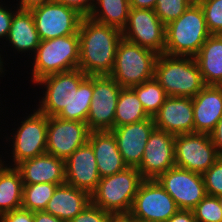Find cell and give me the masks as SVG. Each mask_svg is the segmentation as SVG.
Returning a JSON list of instances; mask_svg holds the SVG:
<instances>
[{"label":"cell","mask_w":222,"mask_h":222,"mask_svg":"<svg viewBox=\"0 0 222 222\" xmlns=\"http://www.w3.org/2000/svg\"><path fill=\"white\" fill-rule=\"evenodd\" d=\"M78 35V68L87 76L110 75L118 44L123 39L121 30L83 17Z\"/></svg>","instance_id":"cell-1"},{"label":"cell","mask_w":222,"mask_h":222,"mask_svg":"<svg viewBox=\"0 0 222 222\" xmlns=\"http://www.w3.org/2000/svg\"><path fill=\"white\" fill-rule=\"evenodd\" d=\"M210 35L202 7L193 2L179 18L166 25L164 54L195 57Z\"/></svg>","instance_id":"cell-2"},{"label":"cell","mask_w":222,"mask_h":222,"mask_svg":"<svg viewBox=\"0 0 222 222\" xmlns=\"http://www.w3.org/2000/svg\"><path fill=\"white\" fill-rule=\"evenodd\" d=\"M154 79L174 97L193 98L206 86L194 57L159 55Z\"/></svg>","instance_id":"cell-3"},{"label":"cell","mask_w":222,"mask_h":222,"mask_svg":"<svg viewBox=\"0 0 222 222\" xmlns=\"http://www.w3.org/2000/svg\"><path fill=\"white\" fill-rule=\"evenodd\" d=\"M142 178L136 167L100 179L91 203L112 215L129 214Z\"/></svg>","instance_id":"cell-4"},{"label":"cell","mask_w":222,"mask_h":222,"mask_svg":"<svg viewBox=\"0 0 222 222\" xmlns=\"http://www.w3.org/2000/svg\"><path fill=\"white\" fill-rule=\"evenodd\" d=\"M32 82L50 74L77 69L79 65L78 32L50 40H41L34 53Z\"/></svg>","instance_id":"cell-5"},{"label":"cell","mask_w":222,"mask_h":222,"mask_svg":"<svg viewBox=\"0 0 222 222\" xmlns=\"http://www.w3.org/2000/svg\"><path fill=\"white\" fill-rule=\"evenodd\" d=\"M158 54L122 39L110 76L122 87L132 88L154 78Z\"/></svg>","instance_id":"cell-6"},{"label":"cell","mask_w":222,"mask_h":222,"mask_svg":"<svg viewBox=\"0 0 222 222\" xmlns=\"http://www.w3.org/2000/svg\"><path fill=\"white\" fill-rule=\"evenodd\" d=\"M178 210L174 199L156 179H144L129 214L139 222H166Z\"/></svg>","instance_id":"cell-7"},{"label":"cell","mask_w":222,"mask_h":222,"mask_svg":"<svg viewBox=\"0 0 222 222\" xmlns=\"http://www.w3.org/2000/svg\"><path fill=\"white\" fill-rule=\"evenodd\" d=\"M175 166L203 174L219 158L210 134L187 133L175 135Z\"/></svg>","instance_id":"cell-8"},{"label":"cell","mask_w":222,"mask_h":222,"mask_svg":"<svg viewBox=\"0 0 222 222\" xmlns=\"http://www.w3.org/2000/svg\"><path fill=\"white\" fill-rule=\"evenodd\" d=\"M123 39L158 55L165 51L166 26L156 15L155 10L130 8Z\"/></svg>","instance_id":"cell-9"},{"label":"cell","mask_w":222,"mask_h":222,"mask_svg":"<svg viewBox=\"0 0 222 222\" xmlns=\"http://www.w3.org/2000/svg\"><path fill=\"white\" fill-rule=\"evenodd\" d=\"M121 89L110 75H93V95L86 121L90 131H111L114 128Z\"/></svg>","instance_id":"cell-10"},{"label":"cell","mask_w":222,"mask_h":222,"mask_svg":"<svg viewBox=\"0 0 222 222\" xmlns=\"http://www.w3.org/2000/svg\"><path fill=\"white\" fill-rule=\"evenodd\" d=\"M86 77L87 75L77 68L50 74L36 81L37 85L46 86L37 110L48 117L57 116L65 106L71 104L74 92Z\"/></svg>","instance_id":"cell-11"},{"label":"cell","mask_w":222,"mask_h":222,"mask_svg":"<svg viewBox=\"0 0 222 222\" xmlns=\"http://www.w3.org/2000/svg\"><path fill=\"white\" fill-rule=\"evenodd\" d=\"M30 11L40 40L76 34L83 18L75 9L54 0Z\"/></svg>","instance_id":"cell-12"},{"label":"cell","mask_w":222,"mask_h":222,"mask_svg":"<svg viewBox=\"0 0 222 222\" xmlns=\"http://www.w3.org/2000/svg\"><path fill=\"white\" fill-rule=\"evenodd\" d=\"M21 123L11 138L13 167L24 160L46 153L48 116L35 109L33 114H29Z\"/></svg>","instance_id":"cell-13"},{"label":"cell","mask_w":222,"mask_h":222,"mask_svg":"<svg viewBox=\"0 0 222 222\" xmlns=\"http://www.w3.org/2000/svg\"><path fill=\"white\" fill-rule=\"evenodd\" d=\"M179 209L192 210L207 194L203 175L177 166L156 179Z\"/></svg>","instance_id":"cell-14"},{"label":"cell","mask_w":222,"mask_h":222,"mask_svg":"<svg viewBox=\"0 0 222 222\" xmlns=\"http://www.w3.org/2000/svg\"><path fill=\"white\" fill-rule=\"evenodd\" d=\"M90 130L85 122L48 117L46 153L66 160L88 142Z\"/></svg>","instance_id":"cell-15"},{"label":"cell","mask_w":222,"mask_h":222,"mask_svg":"<svg viewBox=\"0 0 222 222\" xmlns=\"http://www.w3.org/2000/svg\"><path fill=\"white\" fill-rule=\"evenodd\" d=\"M175 135L155 128L145 146L143 159L137 167L143 179H157L175 166Z\"/></svg>","instance_id":"cell-16"},{"label":"cell","mask_w":222,"mask_h":222,"mask_svg":"<svg viewBox=\"0 0 222 222\" xmlns=\"http://www.w3.org/2000/svg\"><path fill=\"white\" fill-rule=\"evenodd\" d=\"M156 128L153 117L114 127L111 132L116 138L119 152L128 167H138L143 159L150 134Z\"/></svg>","instance_id":"cell-17"},{"label":"cell","mask_w":222,"mask_h":222,"mask_svg":"<svg viewBox=\"0 0 222 222\" xmlns=\"http://www.w3.org/2000/svg\"><path fill=\"white\" fill-rule=\"evenodd\" d=\"M100 179L95 154L88 142L65 160V180L72 187L85 190L91 195Z\"/></svg>","instance_id":"cell-18"},{"label":"cell","mask_w":222,"mask_h":222,"mask_svg":"<svg viewBox=\"0 0 222 222\" xmlns=\"http://www.w3.org/2000/svg\"><path fill=\"white\" fill-rule=\"evenodd\" d=\"M153 120L157 129L174 135L194 133L192 98L168 96Z\"/></svg>","instance_id":"cell-19"},{"label":"cell","mask_w":222,"mask_h":222,"mask_svg":"<svg viewBox=\"0 0 222 222\" xmlns=\"http://www.w3.org/2000/svg\"><path fill=\"white\" fill-rule=\"evenodd\" d=\"M23 185L37 183L65 184V160L44 153L17 164Z\"/></svg>","instance_id":"cell-20"},{"label":"cell","mask_w":222,"mask_h":222,"mask_svg":"<svg viewBox=\"0 0 222 222\" xmlns=\"http://www.w3.org/2000/svg\"><path fill=\"white\" fill-rule=\"evenodd\" d=\"M194 133L210 134L222 117V87L206 85L192 98Z\"/></svg>","instance_id":"cell-21"},{"label":"cell","mask_w":222,"mask_h":222,"mask_svg":"<svg viewBox=\"0 0 222 222\" xmlns=\"http://www.w3.org/2000/svg\"><path fill=\"white\" fill-rule=\"evenodd\" d=\"M88 143L93 148L101 178L119 173L128 167L111 131H90Z\"/></svg>","instance_id":"cell-22"},{"label":"cell","mask_w":222,"mask_h":222,"mask_svg":"<svg viewBox=\"0 0 222 222\" xmlns=\"http://www.w3.org/2000/svg\"><path fill=\"white\" fill-rule=\"evenodd\" d=\"M90 202L91 197L87 191L65 183L56 187L44 211L69 222Z\"/></svg>","instance_id":"cell-23"},{"label":"cell","mask_w":222,"mask_h":222,"mask_svg":"<svg viewBox=\"0 0 222 222\" xmlns=\"http://www.w3.org/2000/svg\"><path fill=\"white\" fill-rule=\"evenodd\" d=\"M194 59L205 85L222 84V35L211 34Z\"/></svg>","instance_id":"cell-24"},{"label":"cell","mask_w":222,"mask_h":222,"mask_svg":"<svg viewBox=\"0 0 222 222\" xmlns=\"http://www.w3.org/2000/svg\"><path fill=\"white\" fill-rule=\"evenodd\" d=\"M6 41L18 52H36L41 40L31 11L16 9Z\"/></svg>","instance_id":"cell-25"},{"label":"cell","mask_w":222,"mask_h":222,"mask_svg":"<svg viewBox=\"0 0 222 222\" xmlns=\"http://www.w3.org/2000/svg\"><path fill=\"white\" fill-rule=\"evenodd\" d=\"M0 157V214L22 208L23 181L20 172ZM9 166V167H8Z\"/></svg>","instance_id":"cell-26"},{"label":"cell","mask_w":222,"mask_h":222,"mask_svg":"<svg viewBox=\"0 0 222 222\" xmlns=\"http://www.w3.org/2000/svg\"><path fill=\"white\" fill-rule=\"evenodd\" d=\"M129 12V0H94L93 9L88 17L122 31L126 26Z\"/></svg>","instance_id":"cell-27"},{"label":"cell","mask_w":222,"mask_h":222,"mask_svg":"<svg viewBox=\"0 0 222 222\" xmlns=\"http://www.w3.org/2000/svg\"><path fill=\"white\" fill-rule=\"evenodd\" d=\"M149 117L135 91L132 88H122L116 105L114 127L133 124Z\"/></svg>","instance_id":"cell-28"},{"label":"cell","mask_w":222,"mask_h":222,"mask_svg":"<svg viewBox=\"0 0 222 222\" xmlns=\"http://www.w3.org/2000/svg\"><path fill=\"white\" fill-rule=\"evenodd\" d=\"M93 95V75L87 76L74 92L71 104L65 106L57 115L58 118L85 122L87 121L88 112Z\"/></svg>","instance_id":"cell-29"},{"label":"cell","mask_w":222,"mask_h":222,"mask_svg":"<svg viewBox=\"0 0 222 222\" xmlns=\"http://www.w3.org/2000/svg\"><path fill=\"white\" fill-rule=\"evenodd\" d=\"M132 89L150 117H153L159 111L168 97L164 88L154 78L134 86Z\"/></svg>","instance_id":"cell-30"},{"label":"cell","mask_w":222,"mask_h":222,"mask_svg":"<svg viewBox=\"0 0 222 222\" xmlns=\"http://www.w3.org/2000/svg\"><path fill=\"white\" fill-rule=\"evenodd\" d=\"M58 184L23 185L22 208L32 212L44 211Z\"/></svg>","instance_id":"cell-31"},{"label":"cell","mask_w":222,"mask_h":222,"mask_svg":"<svg viewBox=\"0 0 222 222\" xmlns=\"http://www.w3.org/2000/svg\"><path fill=\"white\" fill-rule=\"evenodd\" d=\"M192 211L196 222H222L220 197L206 195Z\"/></svg>","instance_id":"cell-32"},{"label":"cell","mask_w":222,"mask_h":222,"mask_svg":"<svg viewBox=\"0 0 222 222\" xmlns=\"http://www.w3.org/2000/svg\"><path fill=\"white\" fill-rule=\"evenodd\" d=\"M193 2V0H157L154 10L166 26L179 18Z\"/></svg>","instance_id":"cell-33"},{"label":"cell","mask_w":222,"mask_h":222,"mask_svg":"<svg viewBox=\"0 0 222 222\" xmlns=\"http://www.w3.org/2000/svg\"><path fill=\"white\" fill-rule=\"evenodd\" d=\"M210 34L222 35V0H199Z\"/></svg>","instance_id":"cell-34"},{"label":"cell","mask_w":222,"mask_h":222,"mask_svg":"<svg viewBox=\"0 0 222 222\" xmlns=\"http://www.w3.org/2000/svg\"><path fill=\"white\" fill-rule=\"evenodd\" d=\"M202 175L206 194L222 197V156Z\"/></svg>","instance_id":"cell-35"},{"label":"cell","mask_w":222,"mask_h":222,"mask_svg":"<svg viewBox=\"0 0 222 222\" xmlns=\"http://www.w3.org/2000/svg\"><path fill=\"white\" fill-rule=\"evenodd\" d=\"M112 214L91 202L69 222H109Z\"/></svg>","instance_id":"cell-36"},{"label":"cell","mask_w":222,"mask_h":222,"mask_svg":"<svg viewBox=\"0 0 222 222\" xmlns=\"http://www.w3.org/2000/svg\"><path fill=\"white\" fill-rule=\"evenodd\" d=\"M1 222H34V212L23 208L1 215Z\"/></svg>","instance_id":"cell-37"},{"label":"cell","mask_w":222,"mask_h":222,"mask_svg":"<svg viewBox=\"0 0 222 222\" xmlns=\"http://www.w3.org/2000/svg\"><path fill=\"white\" fill-rule=\"evenodd\" d=\"M57 3L75 9L83 17H88L93 9L94 0H54Z\"/></svg>","instance_id":"cell-38"},{"label":"cell","mask_w":222,"mask_h":222,"mask_svg":"<svg viewBox=\"0 0 222 222\" xmlns=\"http://www.w3.org/2000/svg\"><path fill=\"white\" fill-rule=\"evenodd\" d=\"M1 3V2H0ZM16 11H12L7 6L0 5V38L7 39L9 34L11 21Z\"/></svg>","instance_id":"cell-39"},{"label":"cell","mask_w":222,"mask_h":222,"mask_svg":"<svg viewBox=\"0 0 222 222\" xmlns=\"http://www.w3.org/2000/svg\"><path fill=\"white\" fill-rule=\"evenodd\" d=\"M210 137L216 151L222 156V117L217 122L214 130L210 133Z\"/></svg>","instance_id":"cell-40"},{"label":"cell","mask_w":222,"mask_h":222,"mask_svg":"<svg viewBox=\"0 0 222 222\" xmlns=\"http://www.w3.org/2000/svg\"><path fill=\"white\" fill-rule=\"evenodd\" d=\"M166 222H196V219L192 210L179 209Z\"/></svg>","instance_id":"cell-41"},{"label":"cell","mask_w":222,"mask_h":222,"mask_svg":"<svg viewBox=\"0 0 222 222\" xmlns=\"http://www.w3.org/2000/svg\"><path fill=\"white\" fill-rule=\"evenodd\" d=\"M50 1L52 0H19V4H17V9L30 11Z\"/></svg>","instance_id":"cell-42"},{"label":"cell","mask_w":222,"mask_h":222,"mask_svg":"<svg viewBox=\"0 0 222 222\" xmlns=\"http://www.w3.org/2000/svg\"><path fill=\"white\" fill-rule=\"evenodd\" d=\"M130 8L154 10L157 0H129Z\"/></svg>","instance_id":"cell-43"},{"label":"cell","mask_w":222,"mask_h":222,"mask_svg":"<svg viewBox=\"0 0 222 222\" xmlns=\"http://www.w3.org/2000/svg\"><path fill=\"white\" fill-rule=\"evenodd\" d=\"M34 222H66L45 211L34 212Z\"/></svg>","instance_id":"cell-44"},{"label":"cell","mask_w":222,"mask_h":222,"mask_svg":"<svg viewBox=\"0 0 222 222\" xmlns=\"http://www.w3.org/2000/svg\"><path fill=\"white\" fill-rule=\"evenodd\" d=\"M109 222H139L133 218L130 214L112 215Z\"/></svg>","instance_id":"cell-45"},{"label":"cell","mask_w":222,"mask_h":222,"mask_svg":"<svg viewBox=\"0 0 222 222\" xmlns=\"http://www.w3.org/2000/svg\"><path fill=\"white\" fill-rule=\"evenodd\" d=\"M1 56H3V55L0 54V75L4 74V70L3 69H5V68H3V66H4L3 63L4 62H3L2 58H1Z\"/></svg>","instance_id":"cell-46"}]
</instances>
